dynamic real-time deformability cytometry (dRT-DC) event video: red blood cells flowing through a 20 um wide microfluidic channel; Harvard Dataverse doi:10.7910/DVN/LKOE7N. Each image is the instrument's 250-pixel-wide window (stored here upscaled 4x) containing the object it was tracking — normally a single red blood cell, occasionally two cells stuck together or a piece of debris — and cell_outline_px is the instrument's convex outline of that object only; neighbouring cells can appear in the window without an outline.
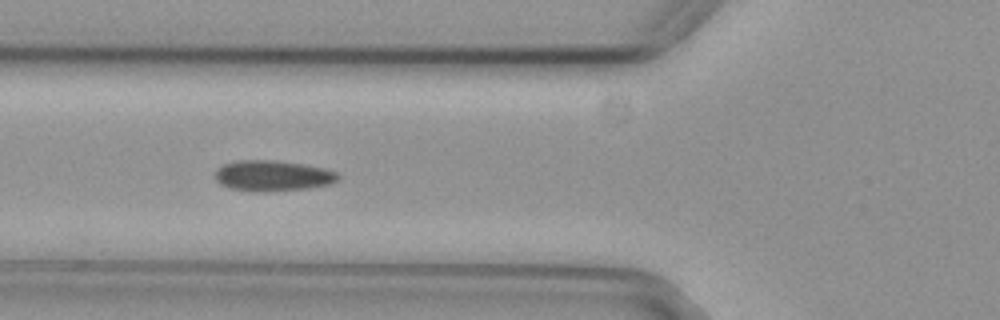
{"species": "common noctule bat (a hibernating species)", "species_latin": "Nyctalus noctula", "temperature_condition": "cold", "stored_images_in_passage": 15, "camera_frame_rate_fps": 3000, "um_per_image_px": 0.085, "animal": {"sex": "female", "body_mass_g": 29.2, "forearm_length_mm": 56.3}, "frame": {"image": 1, "passage_image": 3, "time_ms": 0.667, "image_size_px": [1000, 320], "cell_outline_px": [[340, 176], [336, 180], [328, 184], [308, 188], [228, 188], [220, 184], [216, 180], [216, 168], [224, 164], [236, 160], [276, 160], [304, 164], [324, 168], [336, 172]], "centroid_in_image_um": [23.17, 14.86], "position_along_channel_um": 102.6, "area_um2": 20.81}}
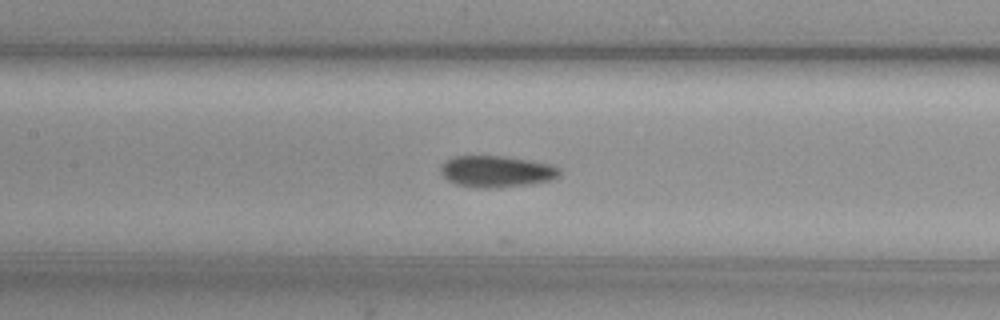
{"frame": {"image": 2, "passage_image": 8, "time_ms": 2.333, "image_size_px": [1000, 320], "cell_outline_px": [[560, 172], [552, 180], [532, 184], [496, 188], [476, 188], [456, 184], [448, 180], [440, 172], [440, 164], [444, 160], [452, 156], [504, 156], [528, 160], [548, 164], [560, 168]], "centroid_in_image_um": [42.14, 14.58], "position_along_channel_um": 165.3, "area_um2": 21.96}}
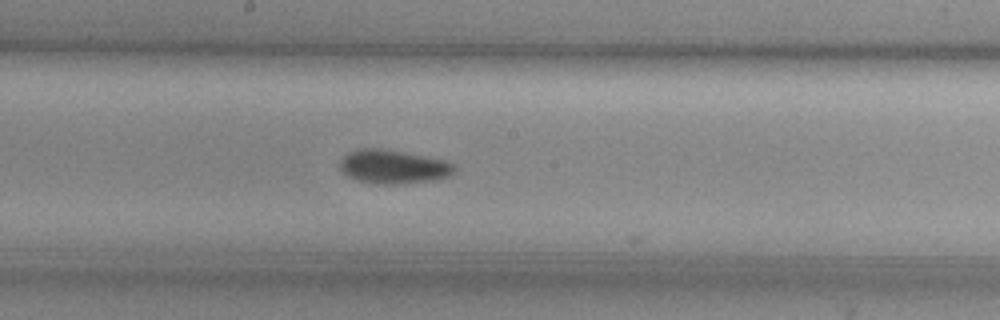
{"frame": {"image": 3, "passage_image": 12, "time_ms": 3.667, "image_size_px": [1000, 320], "cell_outline_px": [[456, 172], [448, 176], [436, 180], [404, 184], [376, 184], [356, 180], [340, 172], [340, 160], [348, 152], [356, 148], [376, 148], [400, 152], [444, 160], [456, 164]], "centroid_in_image_um": [33.42, 14.19], "position_along_channel_um": 214.8, "area_um2": 22.72}}